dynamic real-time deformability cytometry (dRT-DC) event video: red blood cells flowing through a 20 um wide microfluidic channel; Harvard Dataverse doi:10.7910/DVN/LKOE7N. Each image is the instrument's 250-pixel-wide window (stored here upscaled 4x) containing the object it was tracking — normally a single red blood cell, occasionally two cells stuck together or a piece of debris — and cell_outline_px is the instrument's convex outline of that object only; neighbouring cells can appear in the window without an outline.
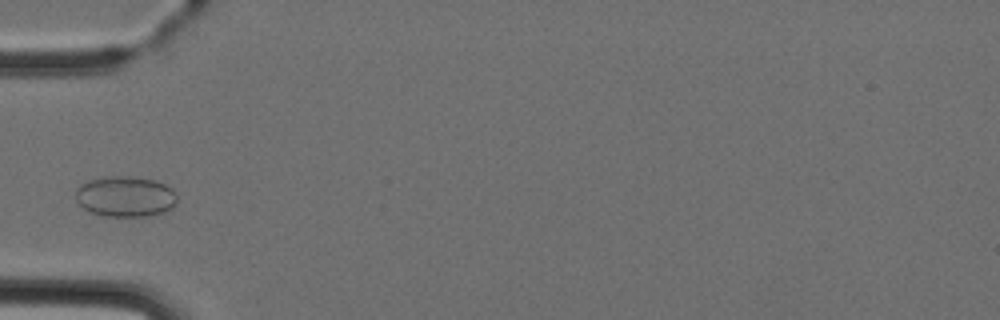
{"species": "Egyptian fruit bat (a non-hibernating species)", "species_latin": "Rousettus aegyptiacus", "temperature_condition": "cold", "stored_images_in_passage": 3, "camera_frame_rate_fps": 3000, "um_per_image_px": 0.085, "animal": {"sex": "female"}, "frame": {"image": 1, "passage_image": 3, "time_ms": 2.333, "image_size_px": [1000, 320], "cell_outline_px": [[176, 204], [172, 208], [164, 212], [148, 216], [104, 216], [92, 212], [84, 208], [76, 200], [76, 188], [80, 184], [88, 180], [108, 176], [128, 176], [156, 180], [172, 188], [176, 196]], "centroid_in_image_um": [10.66, 16.7], "position_along_channel_um": 74.3, "area_um2": 24.1}}